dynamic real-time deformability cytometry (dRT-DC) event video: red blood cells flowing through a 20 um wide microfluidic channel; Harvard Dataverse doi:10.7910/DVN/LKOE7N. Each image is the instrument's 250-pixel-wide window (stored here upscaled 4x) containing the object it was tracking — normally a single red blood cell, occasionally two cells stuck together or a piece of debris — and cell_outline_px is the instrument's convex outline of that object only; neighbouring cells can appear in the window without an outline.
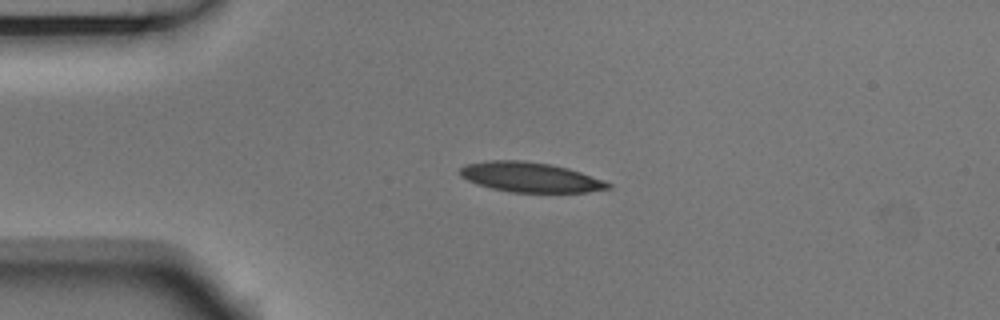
{"species": "Egyptian fruit bat (a non-hibernating species)", "species_latin": "Rousettus aegyptiacus", "temperature_condition": "room temperature", "stored_images_in_passage": 3, "camera_frame_rate_fps": 3000, "um_per_image_px": 0.085, "animal": {"sex": "male"}, "frame": {"image": 1, "passage_image": 2, "time_ms": 0.333, "image_size_px": [1000, 320], "cell_outline_px": [[612, 188], [588, 192], [512, 192], [492, 188], [476, 184], [460, 176], [460, 168], [464, 164], [488, 160], [524, 160], [548, 164], [568, 168], [604, 180], [612, 184]], "centroid_in_image_um": [45.07, 15.06], "position_along_channel_um": 39.9, "area_um2": 25.78}}